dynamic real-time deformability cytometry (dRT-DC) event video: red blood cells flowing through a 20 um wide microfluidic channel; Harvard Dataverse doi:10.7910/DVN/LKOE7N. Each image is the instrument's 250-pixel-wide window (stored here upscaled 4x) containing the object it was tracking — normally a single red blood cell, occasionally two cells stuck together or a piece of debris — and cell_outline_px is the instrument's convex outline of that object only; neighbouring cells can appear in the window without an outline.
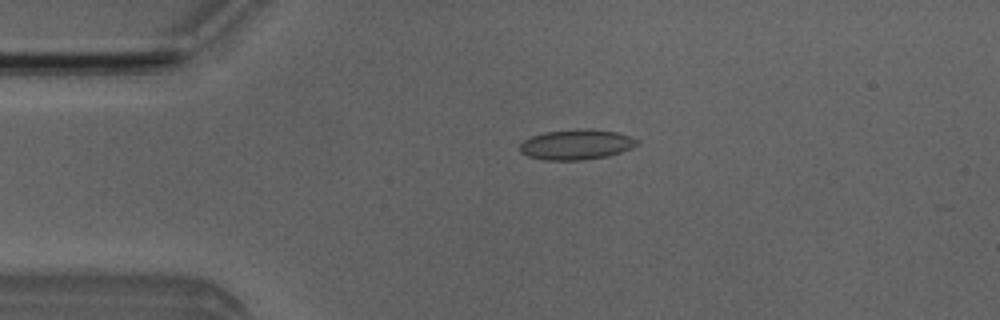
{"species": "Egyptian fruit bat (a non-hibernating species)", "species_latin": "Rousettus aegyptiacus", "temperature_condition": "room temperature", "stored_images_in_passage": 4, "camera_frame_rate_fps": 3000, "um_per_image_px": 0.085, "animal": {"sex": "male"}, "frame": {"image": 1, "passage_image": 3, "time_ms": 2.333, "image_size_px": [1000, 320], "cell_outline_px": [[640, 144], [632, 148], [608, 156], [584, 160], [544, 160], [528, 156], [520, 152], [520, 144], [524, 140], [532, 136], [544, 132], [584, 128], [616, 132], [640, 140]], "centroid_in_image_um": [49.0, 12.29], "position_along_channel_um": 36.0, "area_um2": 20.69}}